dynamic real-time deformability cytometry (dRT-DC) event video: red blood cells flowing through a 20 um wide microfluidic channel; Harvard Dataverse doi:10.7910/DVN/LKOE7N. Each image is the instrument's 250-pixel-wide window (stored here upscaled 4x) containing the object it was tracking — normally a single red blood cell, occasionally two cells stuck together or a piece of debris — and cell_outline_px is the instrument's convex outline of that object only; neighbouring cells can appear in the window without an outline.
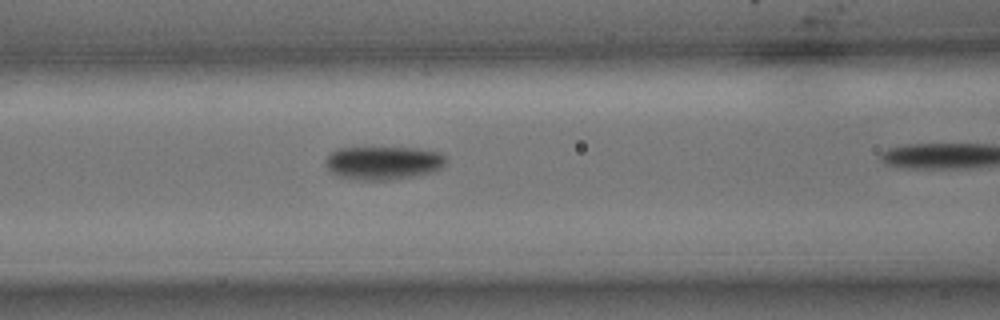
{"species": "common noctule bat (a hibernating species)", "species_latin": "Nyctalus noctula", "temperature_condition": "cold", "stored_images_in_passage": 23, "camera_frame_rate_fps": 3000, "um_per_image_px": 0.085, "animal": {"sex": "male", "body_mass_g": 15.6}, "frame": {"image": 1, "passage_image": 16, "time_ms": 5.0, "image_size_px": [1000, 320], "cell_outline_px": [[444, 164], [440, 168], [432, 172], [412, 176], [388, 180], [360, 180], [336, 176], [328, 168], [328, 156], [336, 148], [416, 148], [440, 152], [444, 156]], "centroid_in_image_um": [32.58, 13.84], "position_along_channel_um": 134.0, "area_um2": 23.06}}
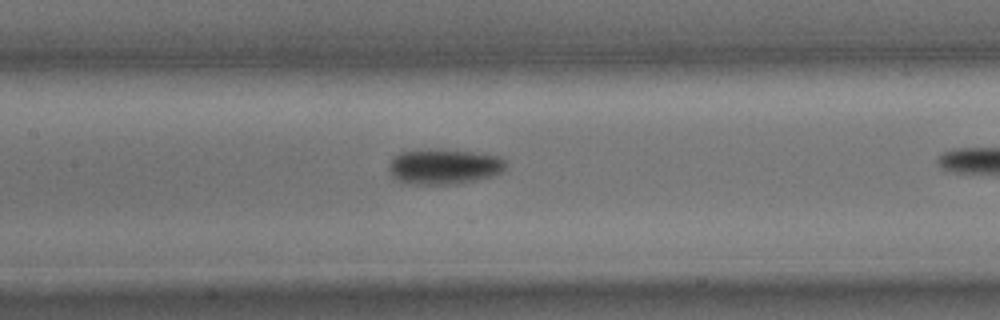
{"frame": {"image": 2, "passage_image": 19, "time_ms": 6.0, "image_size_px": [1000, 320], "cell_outline_px": [[504, 168], [500, 172], [492, 176], [460, 184], [412, 184], [396, 180], [392, 176], [388, 168], [388, 164], [392, 156], [400, 152], [428, 148], [440, 148], [472, 152], [500, 156], [504, 160]], "centroid_in_image_um": [37.68, 14.14], "position_along_channel_um": 169.7, "area_um2": 24.45}}
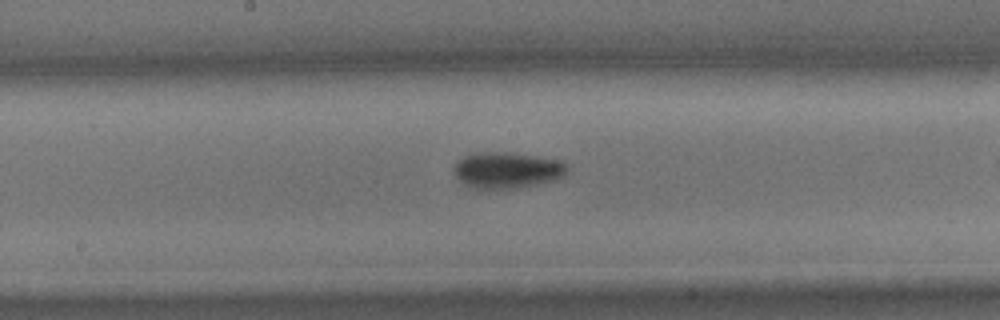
{"frame": {"image": 3, "passage_image": 22, "time_ms": 7.0, "image_size_px": [1000, 320], "cell_outline_px": [[568, 172], [564, 176], [556, 180], [508, 188], [480, 192], [468, 188], [456, 176], [452, 168], [456, 160], [464, 156], [476, 152], [508, 152], [540, 156], [560, 160], [568, 164]], "centroid_in_image_um": [43.05, 14.47], "position_along_channel_um": 205.2, "area_um2": 24.62}}